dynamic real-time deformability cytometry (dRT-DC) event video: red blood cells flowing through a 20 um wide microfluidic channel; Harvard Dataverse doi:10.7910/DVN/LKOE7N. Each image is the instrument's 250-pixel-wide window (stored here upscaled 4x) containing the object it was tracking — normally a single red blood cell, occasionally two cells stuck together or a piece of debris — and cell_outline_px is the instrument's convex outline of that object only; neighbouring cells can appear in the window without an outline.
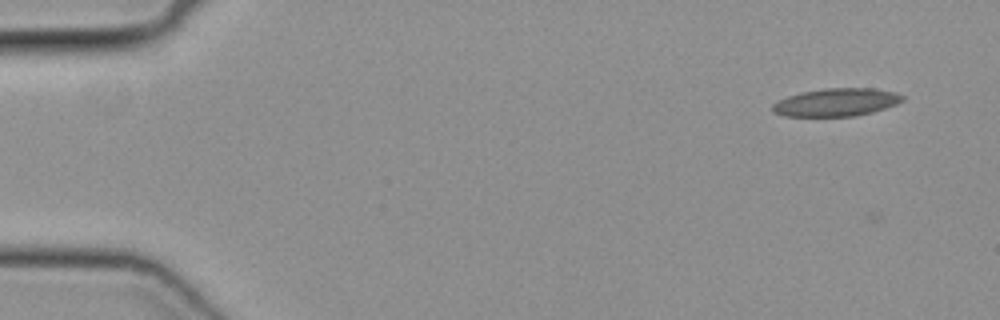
{"species": "common noctule bat (a hibernating species)", "species_latin": "Nyctalus noctula", "temperature_condition": "cold", "stored_images_in_passage": 47, "camera_frame_rate_fps": 3000, "um_per_image_px": 0.085, "animal": {"sex": "female", "body_mass_g": 19.3, "forearm_length_mm": 54.1}, "frame": {"image": 1, "passage_image": 1, "time_ms": 0.0, "image_size_px": [1000, 320], "cell_outline_px": [[904, 100], [896, 104], [872, 112], [856, 116], [784, 116], [772, 112], [772, 104], [788, 96], [800, 92], [824, 88], [872, 88], [896, 92], [904, 96]], "centroid_in_image_um": [71.08, 8.69], "position_along_channel_um": 13.9, "area_um2": 21.15}}
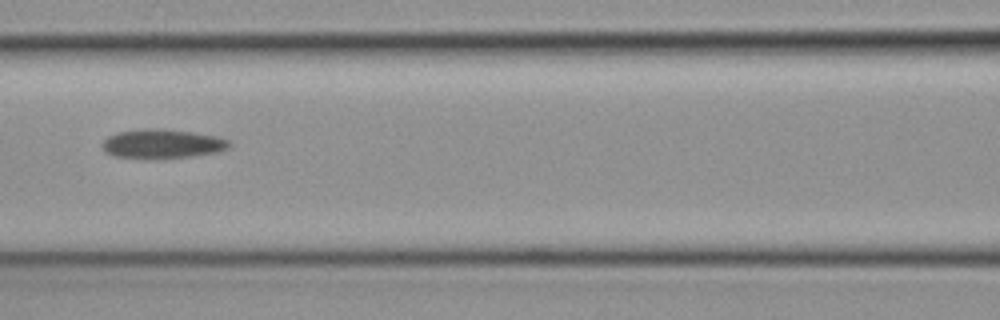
{"frame": {"image": 2, "passage_image": 20, "time_ms": 6.333, "image_size_px": [1000, 320], "cell_outline_px": [[232, 144], [228, 148], [216, 152], [192, 156], [148, 160], [144, 160], [112, 156], [104, 152], [100, 144], [108, 136], [116, 132], [140, 128], [164, 128], [192, 132], [216, 136], [228, 140]], "centroid_in_image_um": [13.71, 12.23], "position_along_channel_um": 152.9, "area_um2": 22.31}}
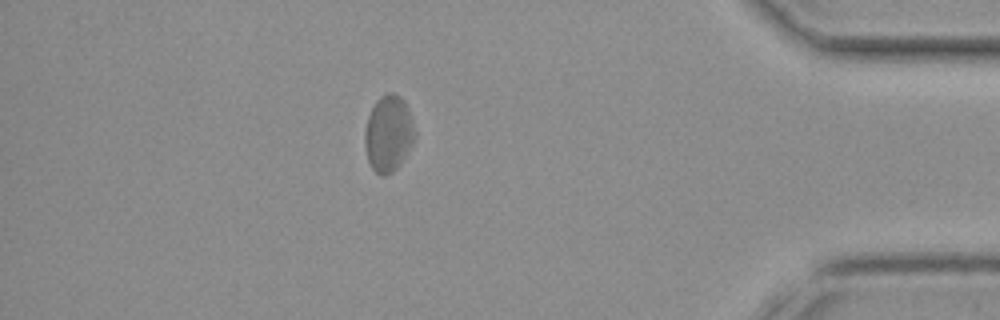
{"frame": {"image": 3, "passage_image": 41, "time_ms": 13.333, "image_size_px": [1000, 320], "cell_outline_px": [[416, 136], [412, 144], [400, 164], [392, 172], [384, 176], [380, 176], [372, 168], [368, 160], [364, 144], [364, 132], [368, 116], [376, 100], [380, 96], [388, 92], [392, 92], [400, 96], [404, 100], [408, 108], [416, 132]], "centroid_in_image_um": [33.02, 11.34], "position_along_channel_um": 402.2, "area_um2": 22.37}}